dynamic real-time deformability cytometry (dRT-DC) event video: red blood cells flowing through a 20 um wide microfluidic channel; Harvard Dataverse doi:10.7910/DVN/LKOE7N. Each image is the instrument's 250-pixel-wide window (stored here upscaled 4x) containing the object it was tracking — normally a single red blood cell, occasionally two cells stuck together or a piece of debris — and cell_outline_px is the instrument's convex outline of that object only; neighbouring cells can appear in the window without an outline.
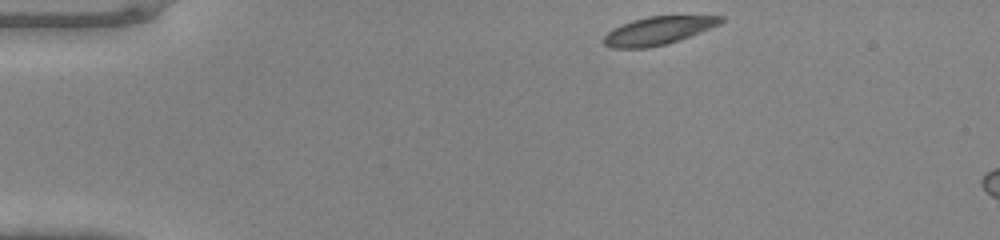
{"species": "common noctule bat (a hibernating species)", "species_latin": "Nyctalus noctula", "temperature_condition": "warm", "stored_images_in_passage": 8, "camera_frame_rate_fps": 3000, "um_per_image_px": 0.085, "animal": {"sex": "male", "body_mass_g": 20.0, "forearm_length_mm": 53.3}, "frame": {"image": 1, "passage_image": 1, "time_ms": 0.0, "image_size_px": [1000, 240], "cell_outline_px": [[724, 20], [720, 24], [700, 32], [668, 44], [648, 48], [612, 48], [604, 44], [604, 36], [612, 28], [632, 20], [648, 16], [724, 16]], "centroid_in_image_um": [55.92, 2.61], "position_along_channel_um": 29.1, "area_um2": 19.07}}